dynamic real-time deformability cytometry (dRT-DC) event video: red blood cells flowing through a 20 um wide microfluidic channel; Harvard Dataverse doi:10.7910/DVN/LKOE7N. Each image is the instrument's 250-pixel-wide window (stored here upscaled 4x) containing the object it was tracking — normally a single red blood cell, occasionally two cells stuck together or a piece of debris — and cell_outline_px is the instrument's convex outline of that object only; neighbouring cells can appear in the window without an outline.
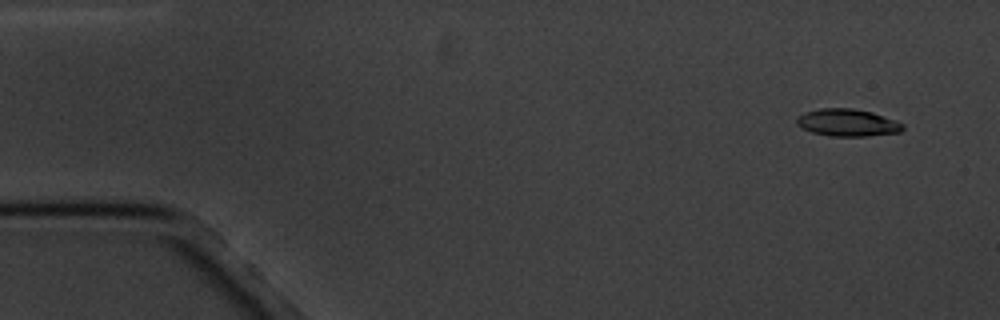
{"species": "common noctule bat (a hibernating species)", "species_latin": "Nyctalus noctula", "temperature_condition": "cold", "stored_images_in_passage": 6, "camera_frame_rate_fps": 3000, "um_per_image_px": 0.085, "animal": {"sex": "male", "body_mass_g": 20.1, "forearm_length_mm": 53.5}, "frame": {"image": 1, "passage_image": 2, "time_ms": 1.0, "image_size_px": [1000, 320], "cell_outline_px": [[904, 128], [900, 132], [864, 136], [832, 136], [812, 132], [796, 124], [796, 120], [804, 112], [820, 108], [852, 108], [872, 112], [896, 120], [904, 124]], "centroid_in_image_um": [72.06, 10.42], "position_along_channel_um": 12.9, "area_um2": 16.76}}
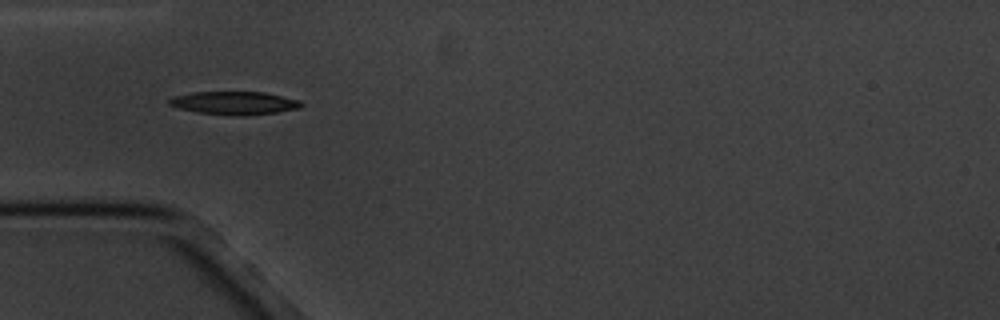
{"frame": {"image": 2, "passage_image": 5, "time_ms": 5.667, "image_size_px": [1000, 320], "cell_outline_px": [[304, 104], [300, 108], [276, 112], [244, 116], [240, 116], [200, 112], [180, 108], [168, 104], [168, 100], [176, 96], [192, 92], [264, 92], [300, 100]], "centroid_in_image_um": [19.97, 8.75], "position_along_channel_um": 65.0, "area_um2": 17.57}}
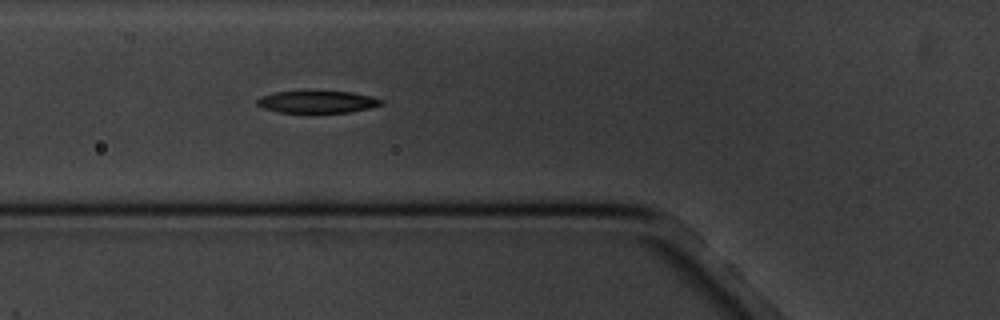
{"frame": {"image": 3, "passage_image": 6, "time_ms": 6.667, "image_size_px": [1000, 320], "cell_outline_px": [[384, 104], [368, 108], [348, 112], [276, 112], [264, 108], [256, 104], [256, 100], [260, 96], [276, 92], [352, 92], [372, 96], [384, 100]], "centroid_in_image_um": [26.98, 8.66], "position_along_channel_um": 98.8, "area_um2": 15.78}}